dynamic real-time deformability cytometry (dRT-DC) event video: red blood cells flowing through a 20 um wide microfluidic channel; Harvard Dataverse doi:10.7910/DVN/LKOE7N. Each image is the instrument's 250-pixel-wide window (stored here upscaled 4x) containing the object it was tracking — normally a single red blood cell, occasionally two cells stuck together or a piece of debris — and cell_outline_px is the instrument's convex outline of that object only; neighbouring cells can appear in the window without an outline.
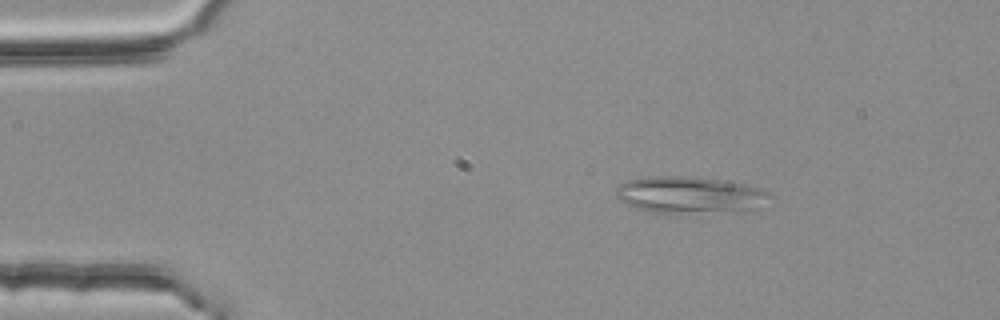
{"species": "common noctule bat (a hibernating species)", "species_latin": "Nyctalus noctula", "temperature_condition": "room temperature", "stored_images_in_passage": 53, "camera_frame_rate_fps": 3000, "um_per_image_px": 0.085, "animal": {"sex": "female", "body_mass_g": 25.1}, "frame": {"image": 1, "passage_image": 8, "time_ms": 2.333, "image_size_px": [1000, 320], "cell_outline_px": [[768, 196], [748, 208], [740, 212], [652, 212], [628, 204], [620, 200], [616, 196], [616, 188], [620, 184], [628, 180], [652, 176], [684, 176], [716, 180], [756, 188], [768, 192]], "centroid_in_image_um": [58.46, 16.56], "position_along_channel_um": 26.5, "area_um2": 31.33}}
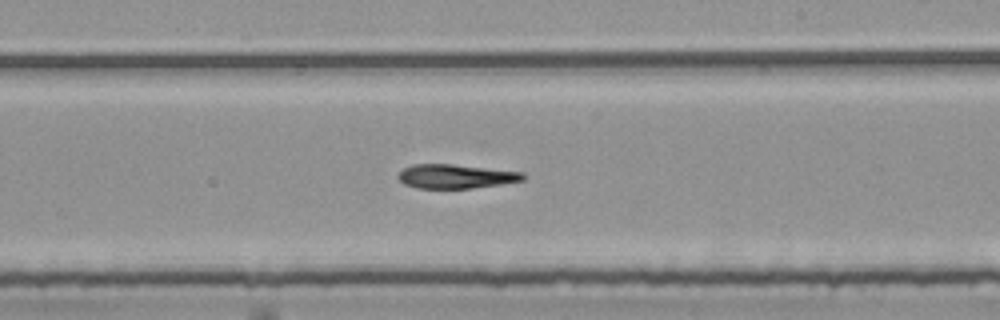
{"frame": {"image": 2, "passage_image": 31, "time_ms": 10.0, "image_size_px": [1000, 320], "cell_outline_px": [[528, 176], [524, 180], [500, 184], [468, 188], [416, 188], [404, 184], [396, 176], [404, 168], [412, 164], [452, 164], [524, 172]], "centroid_in_image_um": [38.74, 14.98], "position_along_channel_um": 250.3, "area_um2": 17.51}}
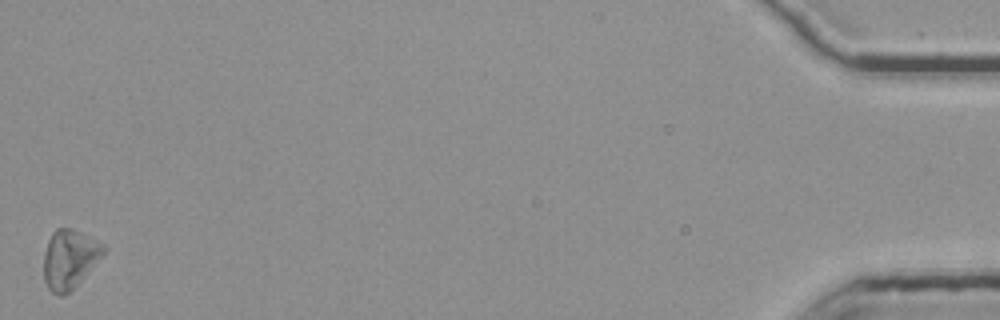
{"frame": {"image": 3, "passage_image": 53, "time_ms": 17.333, "image_size_px": [1000, 320], "cell_outline_px": [[108, 248], [84, 276], [64, 296], [60, 296], [52, 292], [48, 288], [44, 280], [44, 252], [48, 240], [52, 232], [56, 228], [72, 228], [104, 244]], "centroid_in_image_um": [5.89, 22.0], "position_along_channel_um": 429.3, "area_um2": 20.29}}